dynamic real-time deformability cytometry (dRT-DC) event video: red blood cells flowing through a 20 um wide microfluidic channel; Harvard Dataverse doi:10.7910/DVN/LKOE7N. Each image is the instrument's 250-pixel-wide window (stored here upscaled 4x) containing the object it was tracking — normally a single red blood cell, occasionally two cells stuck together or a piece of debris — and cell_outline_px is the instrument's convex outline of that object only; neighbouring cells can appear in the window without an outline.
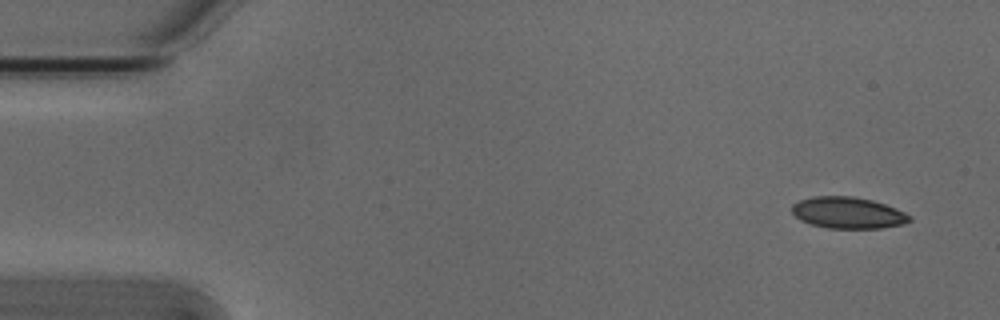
{"species": "Egyptian fruit bat (a non-hibernating species)", "species_latin": "Rousettus aegyptiacus", "temperature_condition": "cold", "stored_images_in_passage": 4, "camera_frame_rate_fps": 3000, "um_per_image_px": 0.085, "animal": {"sex": "male"}, "frame": {"image": 1, "passage_image": 1, "time_ms": 0.0, "image_size_px": [1000, 320], "cell_outline_px": [[912, 220], [904, 224], [880, 228], [828, 228], [812, 224], [800, 220], [792, 212], [792, 204], [800, 200], [812, 196], [852, 196], [872, 200], [896, 208], [912, 216]], "centroid_in_image_um": [72.09, 18.08], "position_along_channel_um": 12.9, "area_um2": 21.56}}
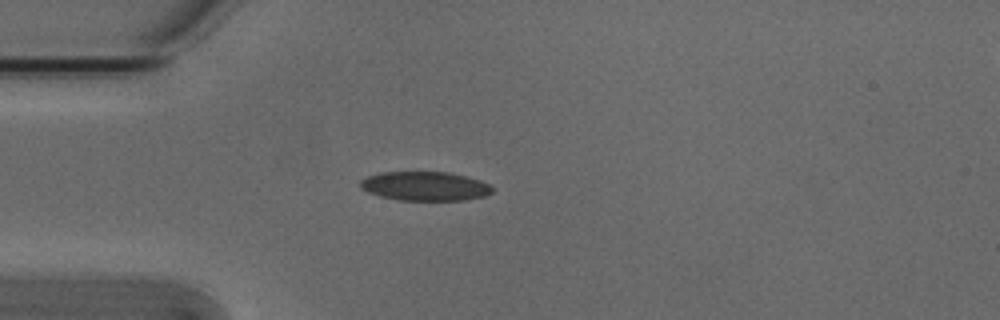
{"frame": {"image": 2, "passage_image": 4, "time_ms": 1.0, "image_size_px": [1000, 320], "cell_outline_px": [[496, 188], [492, 192], [484, 196], [464, 200], [396, 200], [380, 196], [368, 192], [360, 188], [360, 180], [368, 176], [380, 172], [448, 172], [480, 180]], "centroid_in_image_um": [36.12, 15.82], "position_along_channel_um": 48.9, "area_um2": 22.43}}